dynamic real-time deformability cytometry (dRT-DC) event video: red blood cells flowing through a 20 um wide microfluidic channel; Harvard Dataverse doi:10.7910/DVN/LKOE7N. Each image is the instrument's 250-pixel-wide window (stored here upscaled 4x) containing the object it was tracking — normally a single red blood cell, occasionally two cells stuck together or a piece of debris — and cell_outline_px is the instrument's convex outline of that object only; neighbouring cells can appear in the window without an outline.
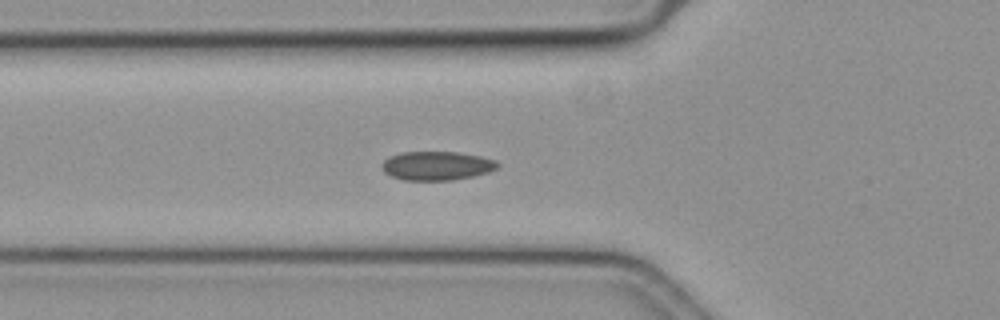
{"species": "common noctule bat (a hibernating species)", "species_latin": "Nyctalus noctula", "temperature_condition": "cold", "stored_images_in_passage": 41, "segment_of_instrument_passage": [1, 2], "camera_frame_rate_fps": 3000, "um_per_image_px": 0.085, "animal": {"sex": "female", "body_mass_g": 19.3, "forearm_length_mm": 54.1}, "frame": {"image": 1, "passage_image": 2, "time_ms": 0.333, "image_size_px": [1000, 320], "cell_outline_px": [[500, 164], [496, 168], [488, 172], [472, 176], [452, 180], [404, 180], [392, 176], [384, 172], [380, 168], [380, 164], [388, 156], [400, 152], [456, 152], [480, 156], [496, 160]], "centroid_in_image_um": [37.08, 14.08], "position_along_channel_um": 88.7, "area_um2": 19.54}}
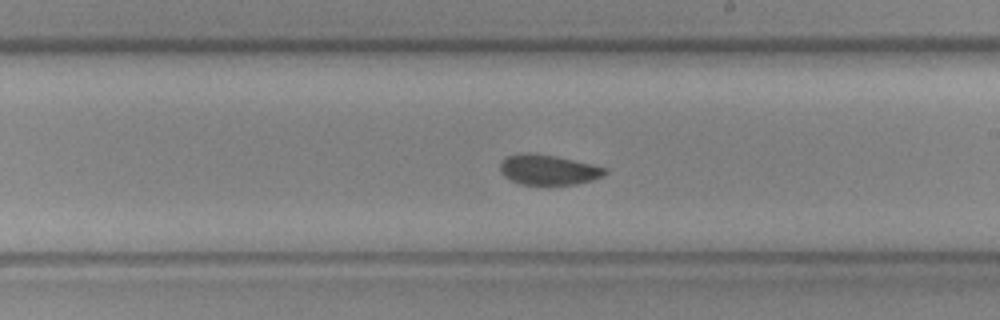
{"frame": {"image": 2, "passage_image": 15, "time_ms": 4.667, "image_size_px": [1000, 320], "cell_outline_px": [[608, 172], [604, 176], [592, 180], [576, 184], [520, 184], [504, 176], [500, 172], [500, 160], [504, 156], [524, 152], [528, 152], [552, 156], [592, 164], [608, 168]], "centroid_in_image_um": [46.59, 14.42], "position_along_channel_um": 242.4, "area_um2": 18.44}}
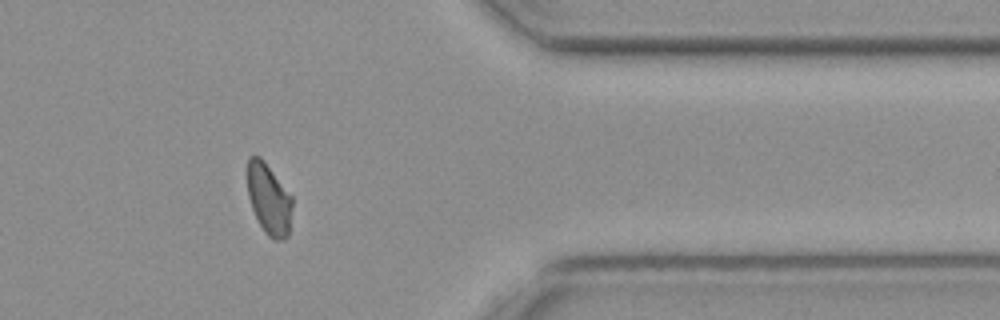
{"frame": {"image": 3, "passage_image": 29, "time_ms": 9.333, "image_size_px": [1000, 320], "cell_outline_px": [[292, 204], [288, 236], [284, 240], [272, 240], [264, 232], [252, 208], [248, 196], [248, 156], [260, 156], [264, 160], [292, 196]], "centroid_in_image_um": [22.86, 16.93], "position_along_channel_um": 388.5, "area_um2": 18.5}}